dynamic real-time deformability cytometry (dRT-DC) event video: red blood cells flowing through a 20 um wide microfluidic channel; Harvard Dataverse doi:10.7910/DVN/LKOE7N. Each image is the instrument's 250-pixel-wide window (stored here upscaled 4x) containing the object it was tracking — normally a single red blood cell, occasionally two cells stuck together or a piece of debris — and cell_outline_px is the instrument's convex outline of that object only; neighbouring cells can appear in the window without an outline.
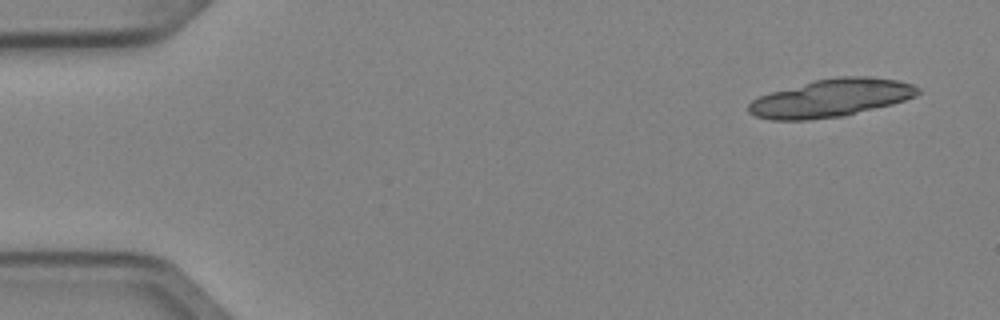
{"species": "Egyptian fruit bat (a non-hibernating species)", "species_latin": "Rousettus aegyptiacus", "temperature_condition": "cold", "stored_images_in_passage": 5, "camera_frame_rate_fps": 3000, "um_per_image_px": 0.085, "animal": {"sex": "female"}, "frame": {"image": 1, "passage_image": 1, "time_ms": 0.0, "image_size_px": [1000, 320], "cell_outline_px": [[924, 92], [916, 96], [892, 104], [844, 116], [808, 120], [772, 120], [756, 116], [748, 112], [748, 104], [752, 100], [760, 96], [772, 92], [812, 80], [836, 76], [872, 76], [900, 80], [912, 84], [920, 88]], "centroid_in_image_um": [70.69, 8.32], "position_along_channel_um": 14.3, "area_um2": 37.69}}